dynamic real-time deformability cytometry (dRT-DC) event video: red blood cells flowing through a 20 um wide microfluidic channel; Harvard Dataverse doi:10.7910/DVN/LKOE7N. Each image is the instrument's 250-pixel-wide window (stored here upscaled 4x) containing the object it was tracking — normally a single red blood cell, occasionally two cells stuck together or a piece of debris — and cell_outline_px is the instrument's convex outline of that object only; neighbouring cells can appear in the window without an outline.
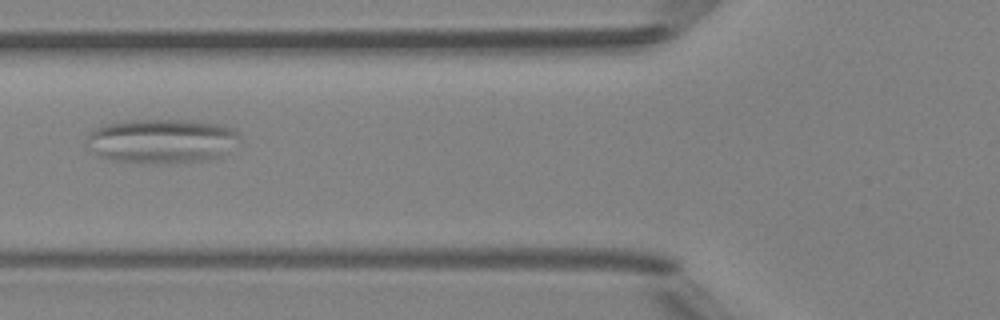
{"species": "Egyptian fruit bat (a non-hibernating species)", "species_latin": "Rousettus aegyptiacus", "temperature_condition": "room temperature", "stored_images_in_passage": 44, "camera_frame_rate_fps": 3000, "um_per_image_px": 0.085, "animal": {"sex": "female"}, "frame": {"image": 1, "passage_image": 10, "time_ms": 3.0, "image_size_px": [1000, 320], "cell_outline_px": [[240, 136], [216, 160], [176, 164], [140, 164], [108, 160], [84, 148], [84, 140], [88, 132], [104, 124], [132, 120], [192, 120], [224, 124], [236, 128]], "centroid_in_image_um": [13.68, 12.01], "position_along_channel_um": 112.1, "area_um2": 40.92}}
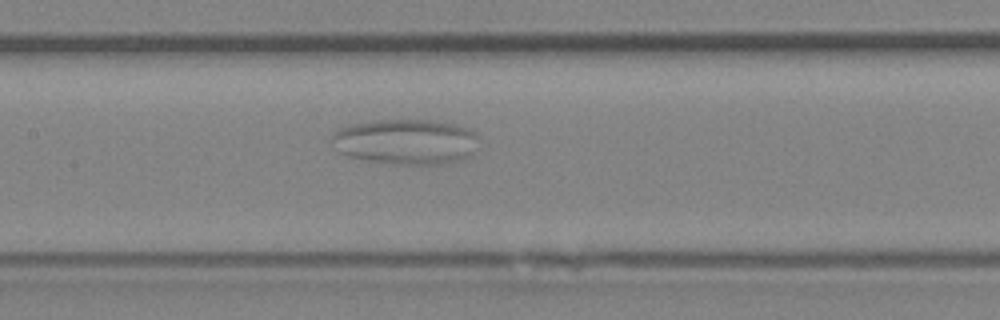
{"frame": {"image": 2, "passage_image": 15, "time_ms": 4.667, "image_size_px": [1000, 320], "cell_outline_px": [[476, 136], [472, 156], [460, 160], [436, 164], [400, 164], [372, 160], [348, 156], [340, 152], [332, 140], [332, 132], [348, 124], [376, 120], [436, 120], [468, 128]], "centroid_in_image_um": [34.47, 12.02], "position_along_channel_um": 172.9, "area_um2": 38.38}}
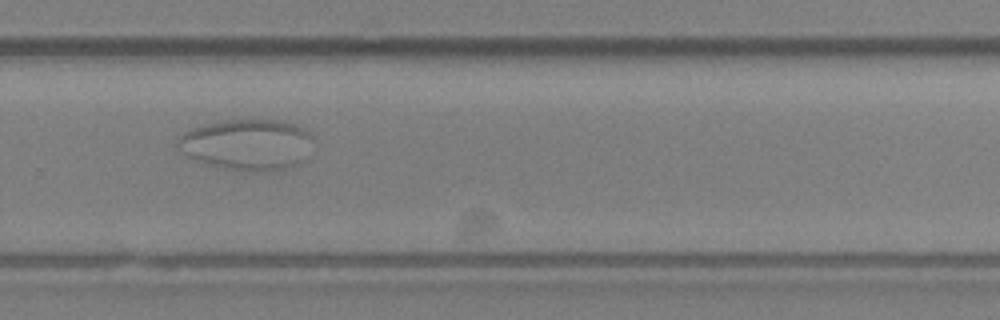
{"frame": {"image": 3, "passage_image": 26, "time_ms": 8.333, "image_size_px": [1000, 320], "cell_outline_px": [[312, 136], [304, 160], [288, 168], [224, 168], [208, 164], [188, 156], [176, 148], [176, 140], [184, 132], [192, 128], [204, 124], [224, 120], [280, 120], [296, 124], [308, 132]], "centroid_in_image_um": [20.95, 12.23], "position_along_channel_um": 308.9, "area_um2": 39.13}}